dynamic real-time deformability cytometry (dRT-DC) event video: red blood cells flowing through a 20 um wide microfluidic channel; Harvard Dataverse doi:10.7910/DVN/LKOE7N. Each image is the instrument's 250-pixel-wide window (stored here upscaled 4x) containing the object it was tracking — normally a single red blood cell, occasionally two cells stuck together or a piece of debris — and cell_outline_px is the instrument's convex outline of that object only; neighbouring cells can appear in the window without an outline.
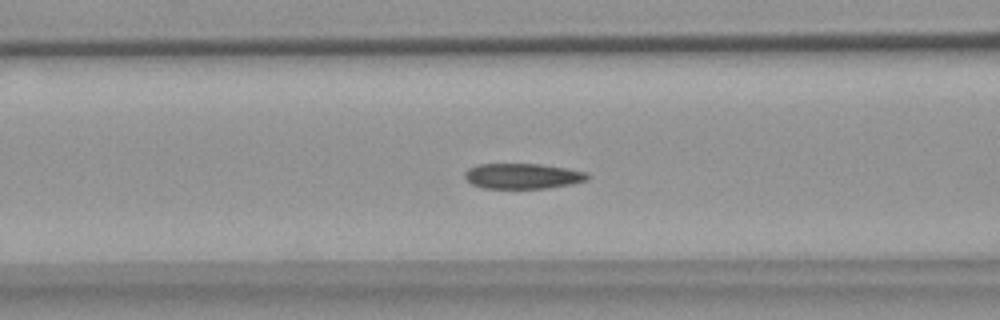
{"species": "common noctule bat (a hibernating species)", "species_latin": "Nyctalus noctula", "temperature_condition": "warm", "stored_images_in_passage": 55, "camera_frame_rate_fps": 3000, "um_per_image_px": 0.085, "animal": {"sex": "female", "body_mass_g": 18.4}, "frame": {"image": 1, "passage_image": 22, "time_ms": 7.0, "image_size_px": [1000, 320], "cell_outline_px": [[592, 176], [588, 180], [568, 184], [544, 188], [484, 188], [472, 184], [464, 176], [464, 172], [468, 168], [476, 164], [540, 164], [568, 168], [588, 172]], "centroid_in_image_um": [44.44, 14.95], "position_along_channel_um": 122.2, "area_um2": 18.21}}
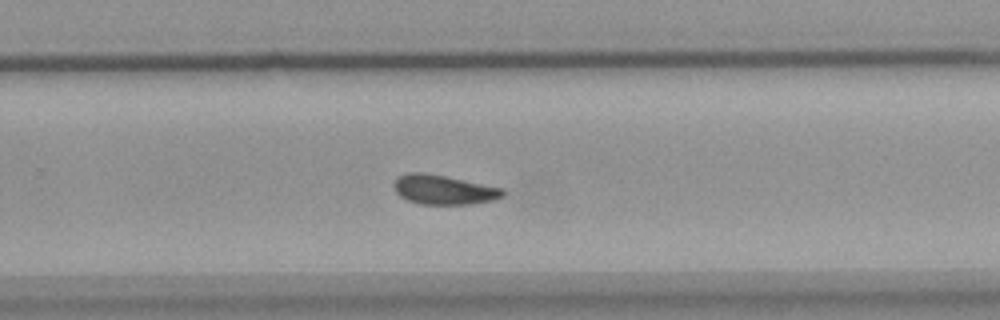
{"frame": {"image": 2, "passage_image": 36, "time_ms": 11.667, "image_size_px": [1000, 320], "cell_outline_px": [[504, 196], [496, 200], [472, 204], [420, 204], [408, 200], [400, 196], [396, 192], [392, 184], [396, 176], [408, 172], [424, 172], [504, 188]], "centroid_in_image_um": [37.69, 16.12], "position_along_channel_um": 292.1, "area_um2": 18.9}}
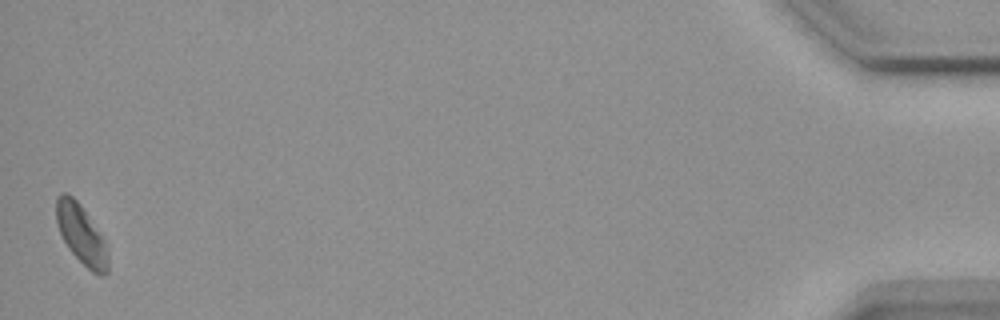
{"frame": {"image": 3, "passage_image": 55, "time_ms": 18.0, "image_size_px": [1000, 320], "cell_outline_px": [[108, 272], [104, 276], [100, 276], [92, 272], [68, 248], [56, 224], [56, 196], [60, 192], [68, 192], [80, 204], [104, 240], [108, 252]], "centroid_in_image_um": [6.9, 19.91], "position_along_channel_um": 428.3, "area_um2": 17.8}, "authors_computed_cell_mechanics": {"area_um2": 18.4382, "velocity_mm_per_s": 3.657, "shape_relaxation_time_tau1_ms": 10.6726, "shape_relaxation_time_tau2_ms": 4.8383, "deformation_change_tau1": 0.1584, "deformation_change_tau2": 0.0809}}